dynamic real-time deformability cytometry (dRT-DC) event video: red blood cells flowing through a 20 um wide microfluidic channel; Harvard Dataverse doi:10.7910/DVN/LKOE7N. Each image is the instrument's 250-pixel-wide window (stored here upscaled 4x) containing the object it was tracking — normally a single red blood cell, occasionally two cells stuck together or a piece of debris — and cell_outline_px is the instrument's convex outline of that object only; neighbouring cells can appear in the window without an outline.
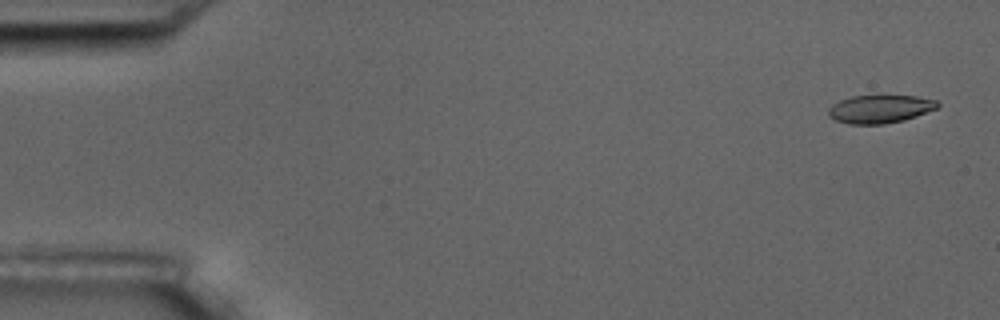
{"species": "common noctule bat (a hibernating species)", "species_latin": "Nyctalus noctula", "temperature_condition": "room temperature", "stored_images_in_passage": 5, "camera_frame_rate_fps": 3000, "um_per_image_px": 0.085, "animal": {"sex": "male", "body_mass_g": 17.5, "forearm_length_mm": 52.3}, "frame": {"image": 1, "passage_image": 1, "time_ms": 0.0, "image_size_px": [1000, 320], "cell_outline_px": [[940, 104], [936, 108], [916, 116], [904, 120], [884, 124], [848, 124], [836, 120], [828, 116], [828, 108], [832, 104], [840, 100], [852, 96], [916, 96], [936, 100]], "centroid_in_image_um": [74.77, 9.27], "position_along_channel_um": 10.2, "area_um2": 17.8}}
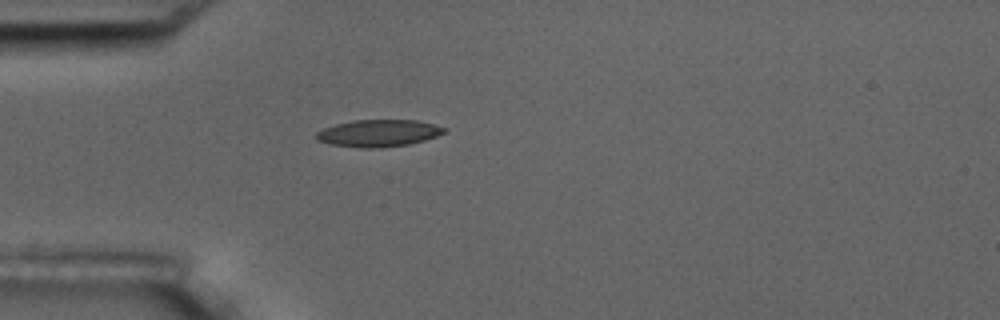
{"frame": {"image": 2, "passage_image": 5, "time_ms": 4.667, "image_size_px": [1000, 320], "cell_outline_px": [[448, 128], [444, 132], [436, 136], [424, 140], [408, 144], [376, 148], [364, 148], [332, 144], [316, 140], [316, 132], [324, 128], [336, 124], [352, 120], [416, 120]], "centroid_in_image_um": [32.16, 11.31], "position_along_channel_um": 52.8, "area_um2": 19.94}}